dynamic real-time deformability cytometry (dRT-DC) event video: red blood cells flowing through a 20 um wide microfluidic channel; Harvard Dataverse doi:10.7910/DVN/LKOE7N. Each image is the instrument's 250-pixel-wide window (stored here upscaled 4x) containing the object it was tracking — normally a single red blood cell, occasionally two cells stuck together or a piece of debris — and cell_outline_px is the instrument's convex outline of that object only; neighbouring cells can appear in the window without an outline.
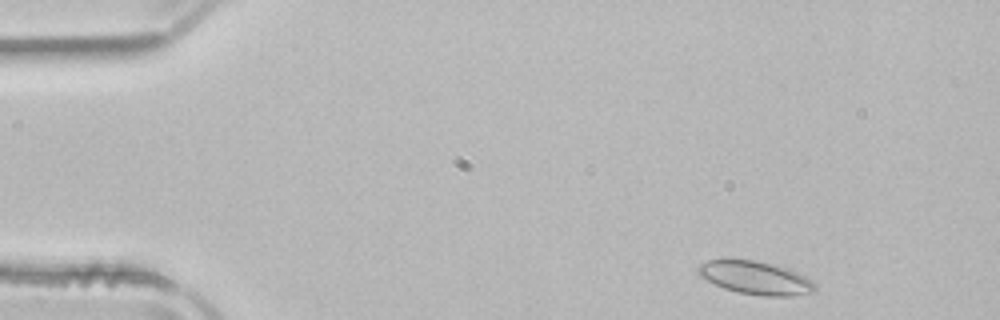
{"species": "common noctule bat (a hibernating species)", "species_latin": "Nyctalus noctula", "temperature_condition": "room temperature", "stored_images_in_passage": 48, "camera_frame_rate_fps": 3000, "um_per_image_px": 0.085, "animal": {"sex": "male", "body_mass_g": 21.5, "forearm_length_mm": 52.0}, "frame": {"image": 1, "passage_image": 2, "time_ms": 0.333, "image_size_px": [1000, 320], "cell_outline_px": [[816, 288], [812, 292], [792, 296], [764, 296], [740, 292], [724, 288], [700, 276], [696, 272], [696, 268], [700, 264], [708, 260], [756, 260], [788, 268], [804, 276], [816, 284]], "centroid_in_image_um": [64.22, 23.61], "position_along_channel_um": 20.8, "area_um2": 22.31}}
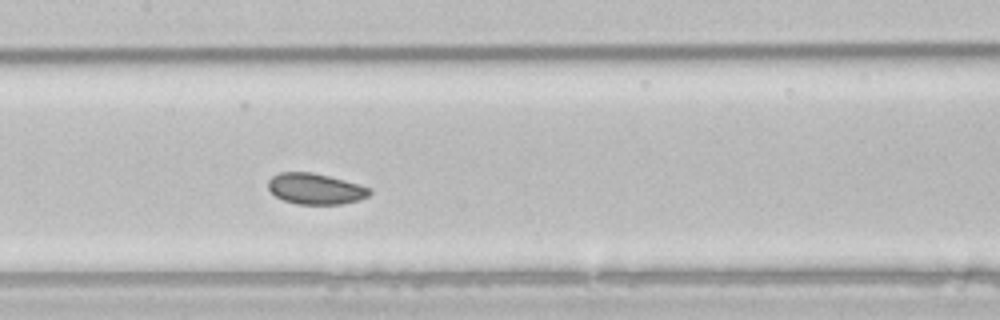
{"frame": {"image": 2, "passage_image": 21, "time_ms": 6.667, "image_size_px": [1000, 320], "cell_outline_px": [[372, 192], [368, 196], [360, 200], [340, 204], [296, 204], [284, 200], [276, 196], [268, 188], [268, 180], [272, 176], [280, 172], [312, 172], [344, 180], [372, 188]], "centroid_in_image_um": [26.82, 16.05], "position_along_channel_um": 180.6, "area_um2": 18.26}}
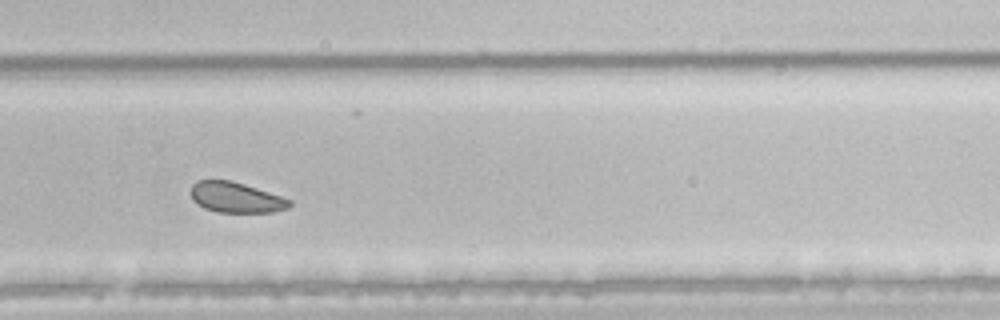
{"frame": {"image": 3, "passage_image": 31, "time_ms": 10.0, "image_size_px": [1000, 320], "cell_outline_px": [[292, 204], [288, 208], [272, 212], [216, 212], [204, 208], [192, 200], [188, 192], [192, 184], [196, 180], [232, 180], [292, 200]], "centroid_in_image_um": [19.99, 16.78], "position_along_channel_um": 309.8, "area_um2": 17.69}}